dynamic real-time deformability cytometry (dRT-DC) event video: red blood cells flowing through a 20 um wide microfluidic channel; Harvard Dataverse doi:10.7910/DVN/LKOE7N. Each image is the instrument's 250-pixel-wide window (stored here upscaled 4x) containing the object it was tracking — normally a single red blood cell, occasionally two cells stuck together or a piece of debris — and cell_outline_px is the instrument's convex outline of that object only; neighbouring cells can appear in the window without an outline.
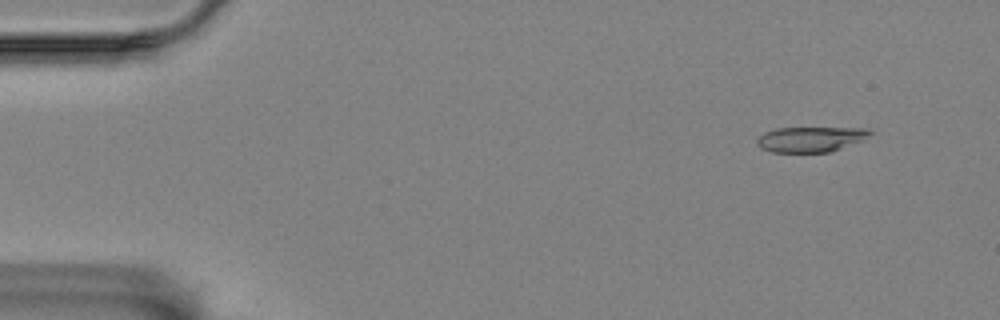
{"species": "Egyptian fruit bat (a non-hibernating species)", "species_latin": "Rousettus aegyptiacus", "temperature_condition": "room temperature", "stored_images_in_passage": 53, "camera_frame_rate_fps": 3000, "um_per_image_px": 0.085, "animal": {"sex": "female"}, "frame": {"image": 1, "passage_image": 1, "time_ms": 0.0, "image_size_px": [1000, 320], "cell_outline_px": [[872, 132], [860, 140], [840, 148], [828, 152], [772, 152], [760, 148], [756, 144], [756, 140], [764, 132], [776, 128], [864, 128]], "centroid_in_image_um": [68.8, 11.83], "position_along_channel_um": 16.2, "area_um2": 16.3}}
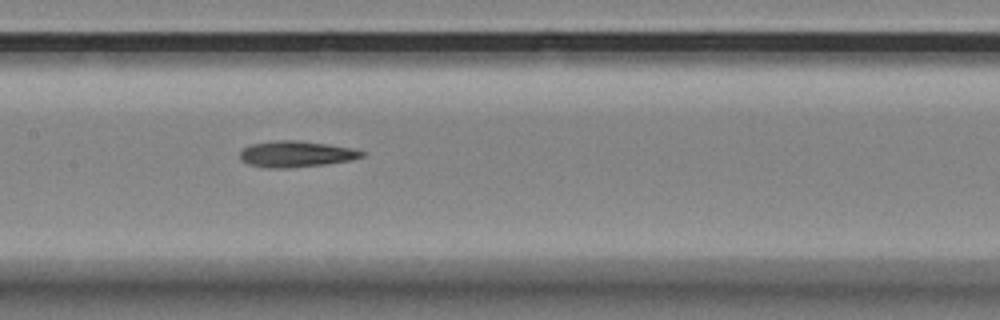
{"frame": {"image": 2, "passage_image": 24, "time_ms": 7.667, "image_size_px": [1000, 320], "cell_outline_px": [[368, 152], [364, 156], [352, 160], [324, 164], [288, 168], [268, 168], [248, 164], [240, 160], [240, 152], [244, 148], [252, 144], [276, 140], [296, 140], [328, 144], [356, 148]], "centroid_in_image_um": [25.22, 13.09], "position_along_channel_um": 182.2, "area_um2": 18.73}}
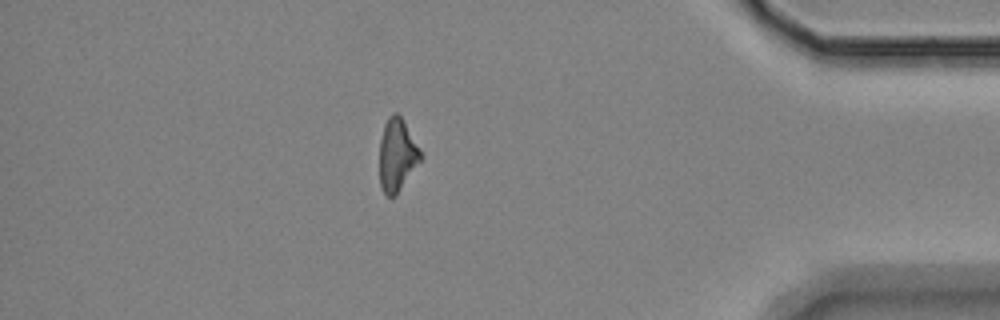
{"frame": {"image": 3, "passage_image": 46, "time_ms": 15.0, "image_size_px": [1000, 320], "cell_outline_px": [[424, 156], [396, 196], [388, 196], [380, 188], [380, 140], [384, 124], [388, 116], [392, 112], [396, 112], [400, 116], [420, 148]], "centroid_in_image_um": [33.76, 13.18], "position_along_channel_um": 401.4, "area_um2": 17.46}, "authors_computed_cell_mechanics": {"area_um2": 18.0914, "velocity_mm_per_s": 3.4888, "shape_relaxation_time_tau1_ms": null, "shape_relaxation_time_tau2_ms": 4.3943, "deformation_change_tau1": null, "deformation_change_tau2": 0.1528}}